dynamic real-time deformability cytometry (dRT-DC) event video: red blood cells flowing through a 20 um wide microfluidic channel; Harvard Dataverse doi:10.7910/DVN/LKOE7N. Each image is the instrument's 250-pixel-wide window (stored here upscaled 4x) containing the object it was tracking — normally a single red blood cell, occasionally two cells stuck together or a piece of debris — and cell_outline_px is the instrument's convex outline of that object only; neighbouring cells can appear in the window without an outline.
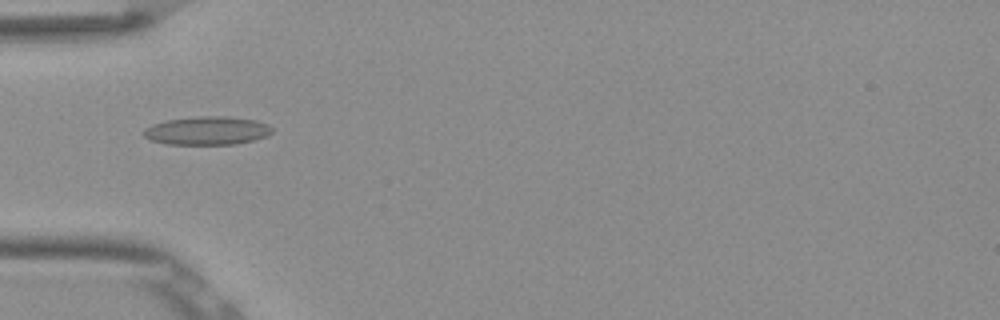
{"species": "Egyptian fruit bat (a non-hibernating species)", "species_latin": "Rousettus aegyptiacus", "temperature_condition": "room temperature", "stored_images_in_passage": 52, "camera_frame_rate_fps": 3000, "um_per_image_px": 0.085, "frame": {"image": 1, "passage_image": 17, "time_ms": 5.333, "image_size_px": [1000, 320], "cell_outline_px": [[272, 132], [268, 136], [236, 144], [164, 144], [152, 140], [144, 136], [140, 132], [144, 128], [152, 124], [164, 120], [196, 116], [228, 116], [256, 120], [268, 124], [272, 128]], "centroid_in_image_um": [17.57, 11.09], "position_along_channel_um": 67.4, "area_um2": 21.5}}
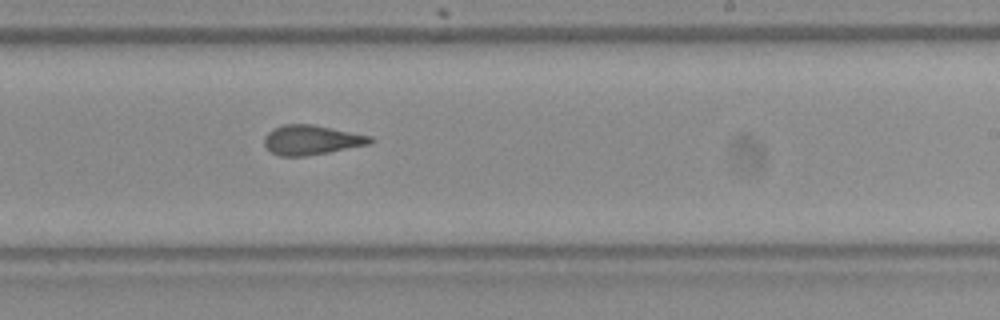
{"frame": {"image": 2, "passage_image": 32, "time_ms": 10.333, "image_size_px": [1000, 320], "cell_outline_px": [[376, 140], [372, 144], [328, 152], [304, 156], [280, 156], [272, 152], [264, 144], [264, 136], [272, 128], [284, 124], [312, 124], [372, 136]], "centroid_in_image_um": [26.5, 11.89], "position_along_channel_um": 262.5, "area_um2": 18.38}}
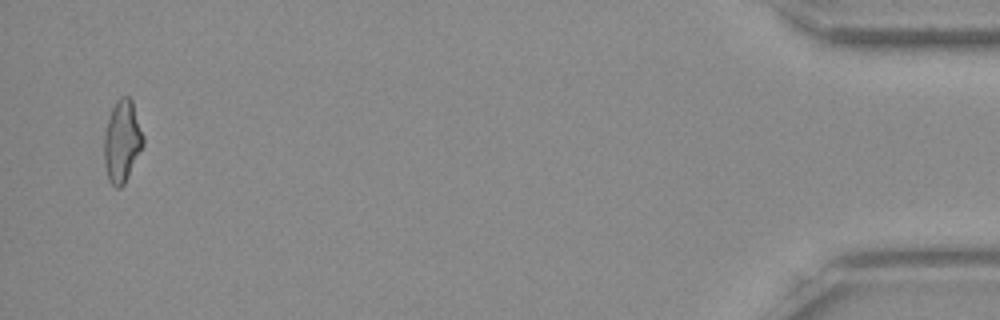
{"frame": {"image": 3, "passage_image": 51, "time_ms": 16.667, "image_size_px": [1000, 320], "cell_outline_px": [[144, 144], [124, 184], [120, 188], [116, 188], [108, 180], [104, 164], [104, 132], [108, 116], [116, 100], [120, 96], [128, 96], [132, 100], [144, 136]], "centroid_in_image_um": [10.36, 11.99], "position_along_channel_um": 424.8, "area_um2": 18.84}, "authors_computed_cell_mechanics": {"area_um2": 18.8717, "velocity_mm_per_s": 3.8876, "shape_relaxation_time_tau1_ms": null, "shape_relaxation_time_tau2_ms": 2.1371, "deformation_change_tau1": null, "deformation_change_tau2": 0.093}}